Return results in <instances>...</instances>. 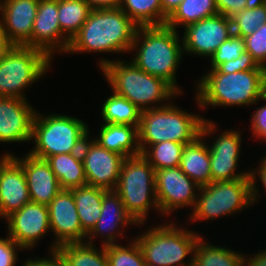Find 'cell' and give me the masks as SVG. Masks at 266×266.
<instances>
[{"label": "cell", "mask_w": 266, "mask_h": 266, "mask_svg": "<svg viewBox=\"0 0 266 266\" xmlns=\"http://www.w3.org/2000/svg\"><path fill=\"white\" fill-rule=\"evenodd\" d=\"M134 50L136 53L131 61L138 68L163 79L179 95L182 94L176 82L177 69L184 54L178 30L167 25L139 26L130 53Z\"/></svg>", "instance_id": "obj_1"}, {"label": "cell", "mask_w": 266, "mask_h": 266, "mask_svg": "<svg viewBox=\"0 0 266 266\" xmlns=\"http://www.w3.org/2000/svg\"><path fill=\"white\" fill-rule=\"evenodd\" d=\"M204 75L196 83L195 100L198 108L253 106L266 100V69L228 74L210 69Z\"/></svg>", "instance_id": "obj_2"}, {"label": "cell", "mask_w": 266, "mask_h": 266, "mask_svg": "<svg viewBox=\"0 0 266 266\" xmlns=\"http://www.w3.org/2000/svg\"><path fill=\"white\" fill-rule=\"evenodd\" d=\"M137 29L120 8L92 9L66 53L130 52Z\"/></svg>", "instance_id": "obj_3"}, {"label": "cell", "mask_w": 266, "mask_h": 266, "mask_svg": "<svg viewBox=\"0 0 266 266\" xmlns=\"http://www.w3.org/2000/svg\"><path fill=\"white\" fill-rule=\"evenodd\" d=\"M123 61L121 58H99L98 64L112 91L127 98L141 111L165 106L169 99L179 95L163 79L142 71L133 61Z\"/></svg>", "instance_id": "obj_4"}, {"label": "cell", "mask_w": 266, "mask_h": 266, "mask_svg": "<svg viewBox=\"0 0 266 266\" xmlns=\"http://www.w3.org/2000/svg\"><path fill=\"white\" fill-rule=\"evenodd\" d=\"M171 101L165 106L142 111L138 127L141 154L152 144L173 141L186 145L201 135L204 117L178 108Z\"/></svg>", "instance_id": "obj_5"}, {"label": "cell", "mask_w": 266, "mask_h": 266, "mask_svg": "<svg viewBox=\"0 0 266 266\" xmlns=\"http://www.w3.org/2000/svg\"><path fill=\"white\" fill-rule=\"evenodd\" d=\"M174 224L172 221L154 225L135 238L146 265L193 266L195 245L201 235ZM186 257L189 262L185 261Z\"/></svg>", "instance_id": "obj_6"}, {"label": "cell", "mask_w": 266, "mask_h": 266, "mask_svg": "<svg viewBox=\"0 0 266 266\" xmlns=\"http://www.w3.org/2000/svg\"><path fill=\"white\" fill-rule=\"evenodd\" d=\"M42 115L36 112L31 139L35 145L28 153L41 159L61 153H80L90 135L87 124L66 114Z\"/></svg>", "instance_id": "obj_7"}, {"label": "cell", "mask_w": 266, "mask_h": 266, "mask_svg": "<svg viewBox=\"0 0 266 266\" xmlns=\"http://www.w3.org/2000/svg\"><path fill=\"white\" fill-rule=\"evenodd\" d=\"M114 191L120 196L126 212L138 226L145 223L151 207L159 213L155 170L142 154L123 160Z\"/></svg>", "instance_id": "obj_8"}, {"label": "cell", "mask_w": 266, "mask_h": 266, "mask_svg": "<svg viewBox=\"0 0 266 266\" xmlns=\"http://www.w3.org/2000/svg\"><path fill=\"white\" fill-rule=\"evenodd\" d=\"M51 61L40 49L12 45L0 58V97L28 100L24 89L48 73Z\"/></svg>", "instance_id": "obj_9"}, {"label": "cell", "mask_w": 266, "mask_h": 266, "mask_svg": "<svg viewBox=\"0 0 266 266\" xmlns=\"http://www.w3.org/2000/svg\"><path fill=\"white\" fill-rule=\"evenodd\" d=\"M250 205H254L250 178L211 182L198 190L188 221H212L217 217L240 213Z\"/></svg>", "instance_id": "obj_10"}, {"label": "cell", "mask_w": 266, "mask_h": 266, "mask_svg": "<svg viewBox=\"0 0 266 266\" xmlns=\"http://www.w3.org/2000/svg\"><path fill=\"white\" fill-rule=\"evenodd\" d=\"M155 189L159 215L169 216L183 207L193 209L200 187L178 166L155 170Z\"/></svg>", "instance_id": "obj_11"}, {"label": "cell", "mask_w": 266, "mask_h": 266, "mask_svg": "<svg viewBox=\"0 0 266 266\" xmlns=\"http://www.w3.org/2000/svg\"><path fill=\"white\" fill-rule=\"evenodd\" d=\"M80 155L87 185L105 190H115L125 158L122 155L103 148L90 136L85 139Z\"/></svg>", "instance_id": "obj_12"}, {"label": "cell", "mask_w": 266, "mask_h": 266, "mask_svg": "<svg viewBox=\"0 0 266 266\" xmlns=\"http://www.w3.org/2000/svg\"><path fill=\"white\" fill-rule=\"evenodd\" d=\"M183 53L211 57L217 48L233 34L230 18L216 14L184 28Z\"/></svg>", "instance_id": "obj_13"}, {"label": "cell", "mask_w": 266, "mask_h": 266, "mask_svg": "<svg viewBox=\"0 0 266 266\" xmlns=\"http://www.w3.org/2000/svg\"><path fill=\"white\" fill-rule=\"evenodd\" d=\"M47 207L50 230L55 235L49 253L56 252L57 247L63 244L86 242L87 234L81 228L74 196L70 190H61Z\"/></svg>", "instance_id": "obj_14"}, {"label": "cell", "mask_w": 266, "mask_h": 266, "mask_svg": "<svg viewBox=\"0 0 266 266\" xmlns=\"http://www.w3.org/2000/svg\"><path fill=\"white\" fill-rule=\"evenodd\" d=\"M7 235L24 250H32L50 230L48 207L28 202L5 219Z\"/></svg>", "instance_id": "obj_15"}, {"label": "cell", "mask_w": 266, "mask_h": 266, "mask_svg": "<svg viewBox=\"0 0 266 266\" xmlns=\"http://www.w3.org/2000/svg\"><path fill=\"white\" fill-rule=\"evenodd\" d=\"M69 44L70 40L59 26L58 0H39L31 32V47L42 50L53 60L55 53H66Z\"/></svg>", "instance_id": "obj_16"}, {"label": "cell", "mask_w": 266, "mask_h": 266, "mask_svg": "<svg viewBox=\"0 0 266 266\" xmlns=\"http://www.w3.org/2000/svg\"><path fill=\"white\" fill-rule=\"evenodd\" d=\"M242 134L233 128L213 139L209 146L212 182L250 178L249 171L236 172L241 154Z\"/></svg>", "instance_id": "obj_17"}, {"label": "cell", "mask_w": 266, "mask_h": 266, "mask_svg": "<svg viewBox=\"0 0 266 266\" xmlns=\"http://www.w3.org/2000/svg\"><path fill=\"white\" fill-rule=\"evenodd\" d=\"M18 97H0V142L32 141L33 121L37 110Z\"/></svg>", "instance_id": "obj_18"}, {"label": "cell", "mask_w": 266, "mask_h": 266, "mask_svg": "<svg viewBox=\"0 0 266 266\" xmlns=\"http://www.w3.org/2000/svg\"><path fill=\"white\" fill-rule=\"evenodd\" d=\"M39 0H3L0 25L11 45L31 47V32Z\"/></svg>", "instance_id": "obj_19"}, {"label": "cell", "mask_w": 266, "mask_h": 266, "mask_svg": "<svg viewBox=\"0 0 266 266\" xmlns=\"http://www.w3.org/2000/svg\"><path fill=\"white\" fill-rule=\"evenodd\" d=\"M2 155L0 173V217L4 220L30 202L28 185L22 166L8 151Z\"/></svg>", "instance_id": "obj_20"}, {"label": "cell", "mask_w": 266, "mask_h": 266, "mask_svg": "<svg viewBox=\"0 0 266 266\" xmlns=\"http://www.w3.org/2000/svg\"><path fill=\"white\" fill-rule=\"evenodd\" d=\"M136 222L126 212L120 196L114 190H108L102 201V210L100 217L87 234L86 242L94 244V239L97 236L104 238L101 246L118 244L116 241L123 235L124 227L135 225ZM122 229V230H121Z\"/></svg>", "instance_id": "obj_21"}, {"label": "cell", "mask_w": 266, "mask_h": 266, "mask_svg": "<svg viewBox=\"0 0 266 266\" xmlns=\"http://www.w3.org/2000/svg\"><path fill=\"white\" fill-rule=\"evenodd\" d=\"M12 157L24 170L30 201L47 206L62 190L48 162L30 153H26L22 158L14 154Z\"/></svg>", "instance_id": "obj_22"}, {"label": "cell", "mask_w": 266, "mask_h": 266, "mask_svg": "<svg viewBox=\"0 0 266 266\" xmlns=\"http://www.w3.org/2000/svg\"><path fill=\"white\" fill-rule=\"evenodd\" d=\"M216 126V122L205 118L201 127V135L186 144L182 151L179 167L199 187L212 182L209 146L204 139L206 136L211 137L210 134L212 135L213 132L215 133L218 129Z\"/></svg>", "instance_id": "obj_23"}, {"label": "cell", "mask_w": 266, "mask_h": 266, "mask_svg": "<svg viewBox=\"0 0 266 266\" xmlns=\"http://www.w3.org/2000/svg\"><path fill=\"white\" fill-rule=\"evenodd\" d=\"M99 135L93 138L103 148L124 158L141 155L138 143V128L133 125L102 123Z\"/></svg>", "instance_id": "obj_24"}, {"label": "cell", "mask_w": 266, "mask_h": 266, "mask_svg": "<svg viewBox=\"0 0 266 266\" xmlns=\"http://www.w3.org/2000/svg\"><path fill=\"white\" fill-rule=\"evenodd\" d=\"M62 190H71L87 185L80 153H61L45 159Z\"/></svg>", "instance_id": "obj_25"}, {"label": "cell", "mask_w": 266, "mask_h": 266, "mask_svg": "<svg viewBox=\"0 0 266 266\" xmlns=\"http://www.w3.org/2000/svg\"><path fill=\"white\" fill-rule=\"evenodd\" d=\"M73 193L82 230L88 234L96 225L102 210L103 188L85 185L70 190Z\"/></svg>", "instance_id": "obj_26"}, {"label": "cell", "mask_w": 266, "mask_h": 266, "mask_svg": "<svg viewBox=\"0 0 266 266\" xmlns=\"http://www.w3.org/2000/svg\"><path fill=\"white\" fill-rule=\"evenodd\" d=\"M97 249L87 242L67 243L57 247L56 252L65 266H109L105 247Z\"/></svg>", "instance_id": "obj_27"}, {"label": "cell", "mask_w": 266, "mask_h": 266, "mask_svg": "<svg viewBox=\"0 0 266 266\" xmlns=\"http://www.w3.org/2000/svg\"><path fill=\"white\" fill-rule=\"evenodd\" d=\"M201 236L193 254V266H243V253L204 242Z\"/></svg>", "instance_id": "obj_28"}, {"label": "cell", "mask_w": 266, "mask_h": 266, "mask_svg": "<svg viewBox=\"0 0 266 266\" xmlns=\"http://www.w3.org/2000/svg\"><path fill=\"white\" fill-rule=\"evenodd\" d=\"M218 14L215 0H183L176 10L167 18L165 25L176 30L204 18Z\"/></svg>", "instance_id": "obj_29"}, {"label": "cell", "mask_w": 266, "mask_h": 266, "mask_svg": "<svg viewBox=\"0 0 266 266\" xmlns=\"http://www.w3.org/2000/svg\"><path fill=\"white\" fill-rule=\"evenodd\" d=\"M112 93L102 104L103 122L105 124L133 125L138 128L142 111L127 98L116 94L114 91Z\"/></svg>", "instance_id": "obj_30"}, {"label": "cell", "mask_w": 266, "mask_h": 266, "mask_svg": "<svg viewBox=\"0 0 266 266\" xmlns=\"http://www.w3.org/2000/svg\"><path fill=\"white\" fill-rule=\"evenodd\" d=\"M120 9L139 26L165 25L161 0H122Z\"/></svg>", "instance_id": "obj_31"}, {"label": "cell", "mask_w": 266, "mask_h": 266, "mask_svg": "<svg viewBox=\"0 0 266 266\" xmlns=\"http://www.w3.org/2000/svg\"><path fill=\"white\" fill-rule=\"evenodd\" d=\"M91 10L87 0H58L59 26L70 41L79 32Z\"/></svg>", "instance_id": "obj_32"}, {"label": "cell", "mask_w": 266, "mask_h": 266, "mask_svg": "<svg viewBox=\"0 0 266 266\" xmlns=\"http://www.w3.org/2000/svg\"><path fill=\"white\" fill-rule=\"evenodd\" d=\"M184 146L185 144L178 142L163 141L150 145L142 156L154 170L174 168L180 165Z\"/></svg>", "instance_id": "obj_33"}, {"label": "cell", "mask_w": 266, "mask_h": 266, "mask_svg": "<svg viewBox=\"0 0 266 266\" xmlns=\"http://www.w3.org/2000/svg\"><path fill=\"white\" fill-rule=\"evenodd\" d=\"M129 243L105 246L109 266H147L137 241L133 239Z\"/></svg>", "instance_id": "obj_34"}, {"label": "cell", "mask_w": 266, "mask_h": 266, "mask_svg": "<svg viewBox=\"0 0 266 266\" xmlns=\"http://www.w3.org/2000/svg\"><path fill=\"white\" fill-rule=\"evenodd\" d=\"M231 21L233 34L245 38L266 23V4L253 9L245 8L234 15Z\"/></svg>", "instance_id": "obj_35"}, {"label": "cell", "mask_w": 266, "mask_h": 266, "mask_svg": "<svg viewBox=\"0 0 266 266\" xmlns=\"http://www.w3.org/2000/svg\"><path fill=\"white\" fill-rule=\"evenodd\" d=\"M244 51H246L244 38L232 34L210 57L211 69H216L224 62L239 58Z\"/></svg>", "instance_id": "obj_36"}, {"label": "cell", "mask_w": 266, "mask_h": 266, "mask_svg": "<svg viewBox=\"0 0 266 266\" xmlns=\"http://www.w3.org/2000/svg\"><path fill=\"white\" fill-rule=\"evenodd\" d=\"M244 41L245 50L252 55L259 66L266 69V23L245 37Z\"/></svg>", "instance_id": "obj_37"}, {"label": "cell", "mask_w": 266, "mask_h": 266, "mask_svg": "<svg viewBox=\"0 0 266 266\" xmlns=\"http://www.w3.org/2000/svg\"><path fill=\"white\" fill-rule=\"evenodd\" d=\"M220 73H235L240 71H248L253 69H265L259 66L253 59L252 55L247 51H244L239 58L230 60L220 64L216 68Z\"/></svg>", "instance_id": "obj_38"}, {"label": "cell", "mask_w": 266, "mask_h": 266, "mask_svg": "<svg viewBox=\"0 0 266 266\" xmlns=\"http://www.w3.org/2000/svg\"><path fill=\"white\" fill-rule=\"evenodd\" d=\"M19 250L23 251L24 249L17 245L9 236L0 238V266H16L17 252Z\"/></svg>", "instance_id": "obj_39"}, {"label": "cell", "mask_w": 266, "mask_h": 266, "mask_svg": "<svg viewBox=\"0 0 266 266\" xmlns=\"http://www.w3.org/2000/svg\"><path fill=\"white\" fill-rule=\"evenodd\" d=\"M250 119L251 134L258 140L266 142V105L257 108Z\"/></svg>", "instance_id": "obj_40"}, {"label": "cell", "mask_w": 266, "mask_h": 266, "mask_svg": "<svg viewBox=\"0 0 266 266\" xmlns=\"http://www.w3.org/2000/svg\"><path fill=\"white\" fill-rule=\"evenodd\" d=\"M258 167L254 168L253 170L249 169V176H250V180H251V185H252V200H253V204H255L256 202L259 201L260 198V192L258 186H257V178L259 181H261L262 186L264 187V191H266V163L261 160L258 163ZM257 176V178H256ZM258 199V200H257Z\"/></svg>", "instance_id": "obj_41"}, {"label": "cell", "mask_w": 266, "mask_h": 266, "mask_svg": "<svg viewBox=\"0 0 266 266\" xmlns=\"http://www.w3.org/2000/svg\"><path fill=\"white\" fill-rule=\"evenodd\" d=\"M247 0H215L218 14L232 18L245 9Z\"/></svg>", "instance_id": "obj_42"}, {"label": "cell", "mask_w": 266, "mask_h": 266, "mask_svg": "<svg viewBox=\"0 0 266 266\" xmlns=\"http://www.w3.org/2000/svg\"><path fill=\"white\" fill-rule=\"evenodd\" d=\"M51 255V256H50ZM50 257V258H49ZM49 257L44 258H28L21 266H65L63 260L57 252H51Z\"/></svg>", "instance_id": "obj_43"}, {"label": "cell", "mask_w": 266, "mask_h": 266, "mask_svg": "<svg viewBox=\"0 0 266 266\" xmlns=\"http://www.w3.org/2000/svg\"><path fill=\"white\" fill-rule=\"evenodd\" d=\"M248 256H243V266H266V251L261 250L257 253ZM254 256V257H253ZM248 257V258H247Z\"/></svg>", "instance_id": "obj_44"}, {"label": "cell", "mask_w": 266, "mask_h": 266, "mask_svg": "<svg viewBox=\"0 0 266 266\" xmlns=\"http://www.w3.org/2000/svg\"><path fill=\"white\" fill-rule=\"evenodd\" d=\"M92 9L120 8L122 0H87Z\"/></svg>", "instance_id": "obj_45"}, {"label": "cell", "mask_w": 266, "mask_h": 266, "mask_svg": "<svg viewBox=\"0 0 266 266\" xmlns=\"http://www.w3.org/2000/svg\"><path fill=\"white\" fill-rule=\"evenodd\" d=\"M183 0H161L163 14L168 18Z\"/></svg>", "instance_id": "obj_46"}, {"label": "cell", "mask_w": 266, "mask_h": 266, "mask_svg": "<svg viewBox=\"0 0 266 266\" xmlns=\"http://www.w3.org/2000/svg\"><path fill=\"white\" fill-rule=\"evenodd\" d=\"M12 45L8 42L5 33L0 25V58Z\"/></svg>", "instance_id": "obj_47"}, {"label": "cell", "mask_w": 266, "mask_h": 266, "mask_svg": "<svg viewBox=\"0 0 266 266\" xmlns=\"http://www.w3.org/2000/svg\"><path fill=\"white\" fill-rule=\"evenodd\" d=\"M266 4V0H247L246 1V9H253L259 6Z\"/></svg>", "instance_id": "obj_48"}, {"label": "cell", "mask_w": 266, "mask_h": 266, "mask_svg": "<svg viewBox=\"0 0 266 266\" xmlns=\"http://www.w3.org/2000/svg\"><path fill=\"white\" fill-rule=\"evenodd\" d=\"M1 170H2V156H0V173H1Z\"/></svg>", "instance_id": "obj_49"}, {"label": "cell", "mask_w": 266, "mask_h": 266, "mask_svg": "<svg viewBox=\"0 0 266 266\" xmlns=\"http://www.w3.org/2000/svg\"><path fill=\"white\" fill-rule=\"evenodd\" d=\"M262 160L266 163V155L263 156Z\"/></svg>", "instance_id": "obj_50"}, {"label": "cell", "mask_w": 266, "mask_h": 266, "mask_svg": "<svg viewBox=\"0 0 266 266\" xmlns=\"http://www.w3.org/2000/svg\"><path fill=\"white\" fill-rule=\"evenodd\" d=\"M2 4H3V0H2V1L0 0V8H1V5H2Z\"/></svg>", "instance_id": "obj_51"}]
</instances>
